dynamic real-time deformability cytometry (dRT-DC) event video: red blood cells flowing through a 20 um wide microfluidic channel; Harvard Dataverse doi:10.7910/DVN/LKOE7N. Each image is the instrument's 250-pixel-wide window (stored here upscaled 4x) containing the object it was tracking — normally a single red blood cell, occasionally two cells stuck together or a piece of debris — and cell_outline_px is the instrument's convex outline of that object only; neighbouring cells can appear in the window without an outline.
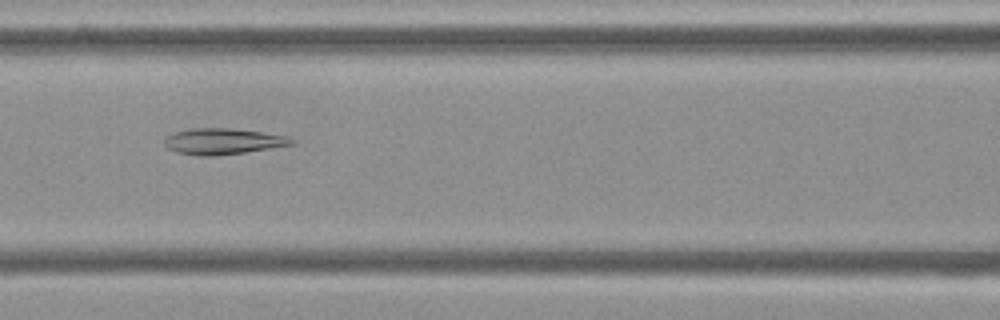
{"species": "Egyptian fruit bat (a non-hibernating species)", "species_latin": "Rousettus aegyptiacus", "temperature_condition": "cold", "stored_images_in_passage": 54, "camera_frame_rate_fps": 3000, "um_per_image_px": 0.085, "frame": {"image": 1, "passage_image": 23, "time_ms": 7.333, "image_size_px": [1000, 320], "cell_outline_px": [[296, 144], [244, 152], [212, 156], [200, 156], [176, 152], [168, 148], [164, 144], [164, 140], [168, 136], [176, 132], [192, 128], [228, 128], [260, 132], [288, 136], [296, 140]], "centroid_in_image_um": [18.97, 12.02], "position_along_channel_um": 147.6, "area_um2": 19.13}}
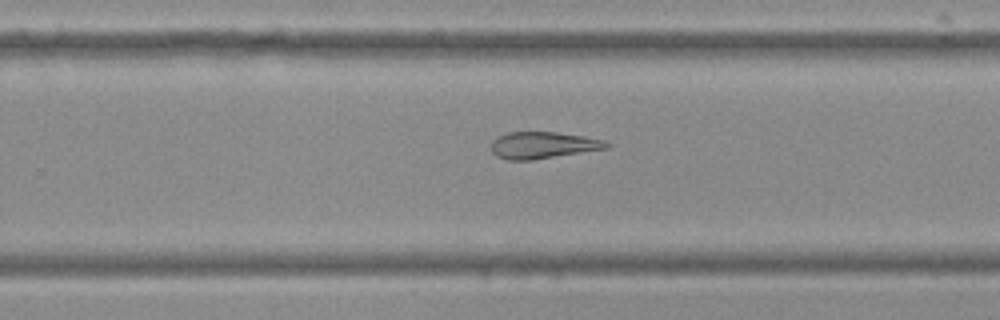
{"frame": {"image": 2, "passage_image": 34, "time_ms": 11.0, "image_size_px": [1000, 320], "cell_outline_px": [[612, 144], [608, 148], [532, 160], [508, 160], [496, 156], [492, 152], [492, 140], [496, 136], [508, 132], [556, 132], [584, 136], [604, 140]], "centroid_in_image_um": [46.14, 12.33], "position_along_channel_um": 283.7, "area_um2": 18.03}}
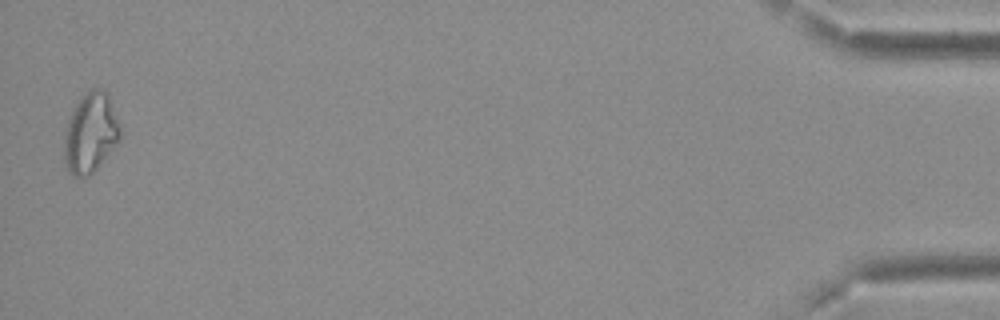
{"frame": {"image": 3, "passage_image": 53, "time_ms": 17.333, "image_size_px": [1000, 320], "cell_outline_px": [[120, 140], [96, 168], [88, 176], [76, 176], [68, 172], [64, 164], [64, 136], [68, 120], [76, 104], [92, 88], [104, 88], [108, 92], [120, 128]], "centroid_in_image_um": [7.69, 11.3], "position_along_channel_um": 427.5, "area_um2": 25.78}}